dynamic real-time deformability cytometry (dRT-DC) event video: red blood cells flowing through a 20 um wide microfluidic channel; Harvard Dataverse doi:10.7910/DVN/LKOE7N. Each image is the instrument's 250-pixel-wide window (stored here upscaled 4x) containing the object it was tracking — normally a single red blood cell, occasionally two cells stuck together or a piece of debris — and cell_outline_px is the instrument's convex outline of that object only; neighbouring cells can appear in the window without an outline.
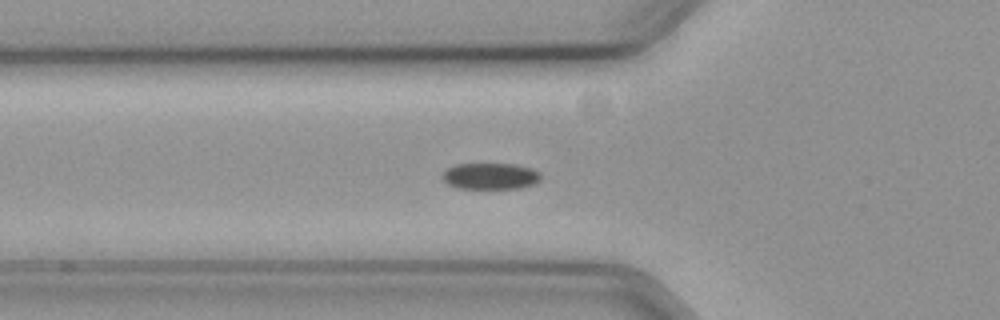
{"species": "common noctule bat (a hibernating species)", "species_latin": "Nyctalus noctula", "temperature_condition": "cold", "stored_images_in_passage": 49, "camera_frame_rate_fps": 3000, "um_per_image_px": 0.085, "animal": {"sex": "female", "body_mass_g": 19.3, "forearm_length_mm": 54.1}, "frame": {"image": 1, "passage_image": 10, "time_ms": 3.0, "image_size_px": [1000, 320], "cell_outline_px": [[540, 180], [536, 184], [520, 188], [456, 188], [448, 184], [440, 176], [448, 168], [456, 164], [516, 164], [532, 168], [540, 172]], "centroid_in_image_um": [41.71, 14.97], "position_along_channel_um": 84.1, "area_um2": 15.2}}
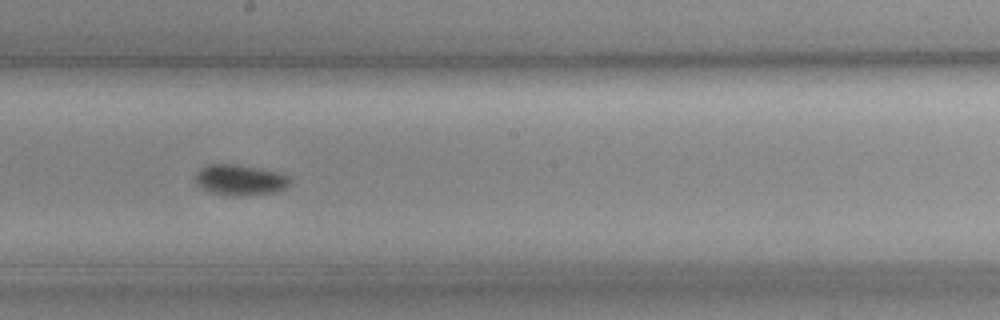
{"frame": {"image": 2, "passage_image": 22, "time_ms": 7.0, "image_size_px": [1000, 320], "cell_outline_px": [[292, 184], [288, 188], [280, 192], [248, 196], [228, 196], [212, 192], [200, 188], [196, 184], [196, 172], [200, 168], [208, 164], [236, 164], [260, 168], [276, 172], [288, 176], [292, 180]], "centroid_in_image_um": [20.45, 15.32], "position_along_channel_um": 227.7, "area_um2": 17.46}}
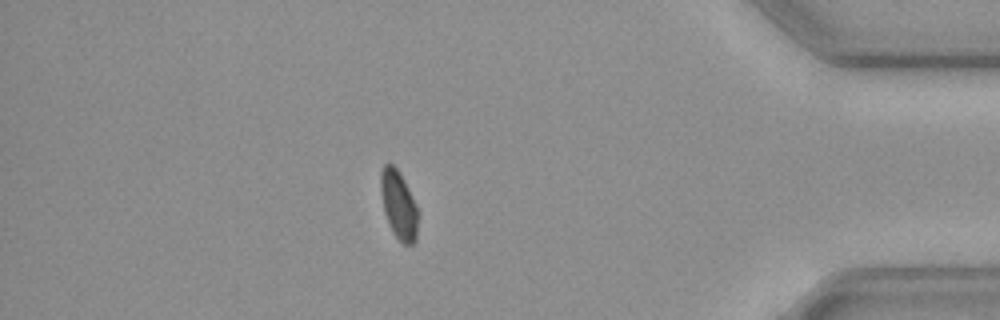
{"frame": {"image": 3, "passage_image": 40, "time_ms": 13.0, "image_size_px": [1000, 320], "cell_outline_px": [[416, 240], [412, 244], [404, 244], [392, 232], [388, 224], [384, 212], [380, 192], [380, 172], [384, 164], [392, 164], [400, 172], [416, 204]], "centroid_in_image_um": [33.84, 17.38], "position_along_channel_um": 401.4, "area_um2": 14.68}}